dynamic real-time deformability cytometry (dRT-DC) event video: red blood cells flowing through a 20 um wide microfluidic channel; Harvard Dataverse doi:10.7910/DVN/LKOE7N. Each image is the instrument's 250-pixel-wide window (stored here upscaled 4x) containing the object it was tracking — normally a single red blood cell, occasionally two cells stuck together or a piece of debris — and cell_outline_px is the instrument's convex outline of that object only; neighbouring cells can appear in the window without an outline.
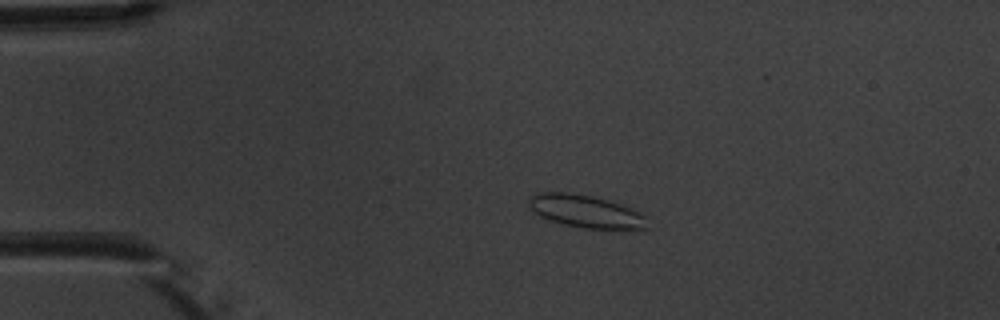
{"species": "common noctule bat (a hibernating species)", "species_latin": "Nyctalus noctula", "temperature_condition": "warm", "stored_images_in_passage": 4, "camera_frame_rate_fps": 3000, "um_per_image_px": 0.085, "animal": {"sex": "male", "body_mass_g": 20.1, "forearm_length_mm": 53.5}, "frame": {"image": 1, "passage_image": 3, "time_ms": 2.333, "image_size_px": [1000, 320], "cell_outline_px": [[648, 228], [584, 228], [564, 224], [540, 216], [532, 212], [528, 208], [528, 200], [536, 192], [568, 192], [592, 196], [608, 200], [632, 208], [648, 216]], "centroid_in_image_um": [49.77, 17.94], "position_along_channel_um": 35.2, "area_um2": 22.54}}